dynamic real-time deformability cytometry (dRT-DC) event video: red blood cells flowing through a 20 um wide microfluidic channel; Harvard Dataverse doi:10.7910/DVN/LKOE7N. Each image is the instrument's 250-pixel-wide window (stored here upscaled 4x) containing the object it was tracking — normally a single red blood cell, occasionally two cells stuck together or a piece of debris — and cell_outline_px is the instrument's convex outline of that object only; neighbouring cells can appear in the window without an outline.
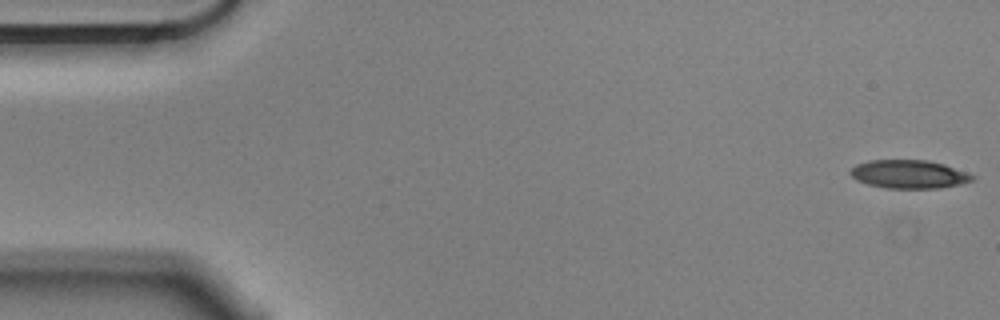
{"species": "Egyptian fruit bat (a non-hibernating species)", "species_latin": "Rousettus aegyptiacus", "temperature_condition": "cold", "stored_images_in_passage": 56, "camera_frame_rate_fps": 3000, "um_per_image_px": 0.085, "animal": {"sex": "male"}, "frame": {"image": 1, "passage_image": 1, "time_ms": 0.0, "image_size_px": [1000, 320], "cell_outline_px": [[976, 176], [972, 180], [960, 184], [940, 188], [884, 188], [868, 184], [856, 180], [848, 172], [856, 164], [868, 160], [924, 160], [944, 164]], "centroid_in_image_um": [77.23, 14.81], "position_along_channel_um": 7.8, "area_um2": 20.11}}
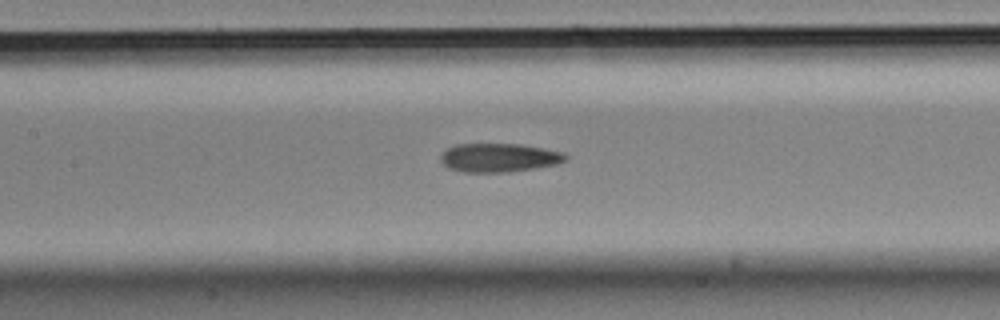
{"frame": {"image": 2, "passage_image": 25, "time_ms": 8.0, "image_size_px": [1000, 320], "cell_outline_px": [[568, 156], [564, 160], [556, 164], [508, 172], [464, 172], [448, 168], [440, 160], [440, 156], [448, 148], [456, 144], [520, 144], [564, 152]], "centroid_in_image_um": [42.39, 13.4], "position_along_channel_um": 165.0, "area_um2": 20.69}}
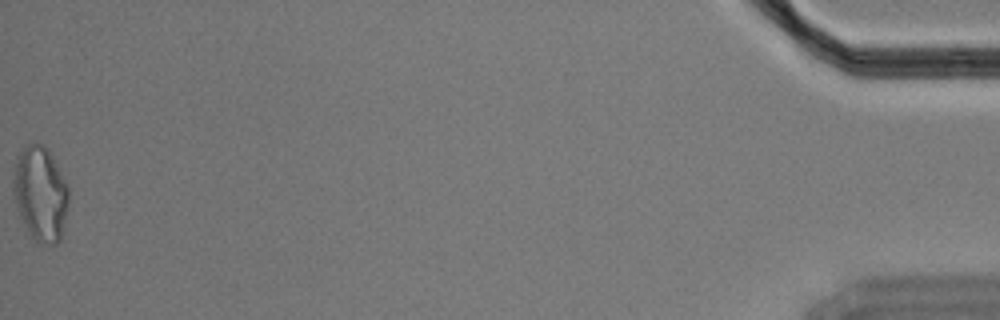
{"frame": {"image": 3, "passage_image": 56, "time_ms": 18.333, "image_size_px": [1000, 320], "cell_outline_px": [[68, 208], [60, 240], [56, 244], [40, 244], [32, 240], [20, 216], [12, 192], [12, 180], [16, 156], [28, 144], [44, 144], [48, 148], [68, 188]], "centroid_in_image_um": [3.41, 16.48], "position_along_channel_um": 431.8, "area_um2": 30.69}, "authors_computed_cell_mechanics": {"area_um2": 21.2704, "velocity_mm_per_s": 3.565, "shape_relaxation_time_tau1_ms": 8.2775, "shape_relaxation_time_tau2_ms": 3.6954, "deformation_change_tau1": 0.1948, "deformation_change_tau2": 0.1294}}